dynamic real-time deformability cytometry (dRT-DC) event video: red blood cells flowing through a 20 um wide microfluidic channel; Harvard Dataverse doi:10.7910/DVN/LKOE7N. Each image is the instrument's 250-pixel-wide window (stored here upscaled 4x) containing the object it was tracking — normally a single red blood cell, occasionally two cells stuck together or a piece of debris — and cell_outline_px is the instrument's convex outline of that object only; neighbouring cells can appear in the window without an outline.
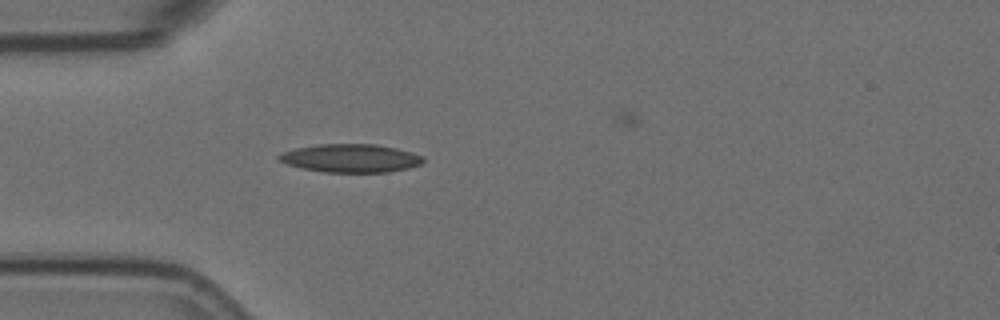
{"species": "Egyptian fruit bat (a non-hibernating species)", "species_latin": "Rousettus aegyptiacus", "temperature_condition": "room temperature", "stored_images_in_passage": 6, "camera_frame_rate_fps": 3000, "um_per_image_px": 0.085, "animal": {"sex": "female"}, "frame": {"image": 1, "passage_image": 5, "time_ms": 1.333, "image_size_px": [1000, 320], "cell_outline_px": [[424, 160], [420, 164], [408, 168], [388, 172], [324, 172], [300, 168], [288, 164], [280, 160], [276, 156], [284, 152], [296, 148], [320, 144], [376, 144], [396, 148], [412, 152], [424, 156]], "centroid_in_image_um": [29.83, 13.45], "position_along_channel_um": 55.2, "area_um2": 23.7}}